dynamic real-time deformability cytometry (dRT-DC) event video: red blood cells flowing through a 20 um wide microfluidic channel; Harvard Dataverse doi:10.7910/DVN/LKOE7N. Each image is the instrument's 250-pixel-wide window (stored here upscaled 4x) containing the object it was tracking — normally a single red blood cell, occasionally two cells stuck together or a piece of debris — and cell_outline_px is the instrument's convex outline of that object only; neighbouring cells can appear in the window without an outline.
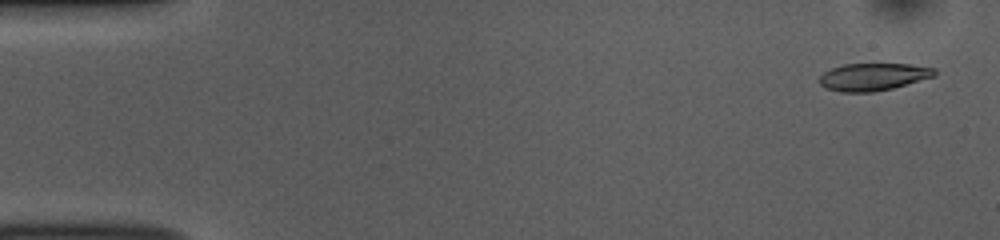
{"species": "common noctule bat (a hibernating species)", "species_latin": "Nyctalus noctula", "temperature_condition": "room temperature", "stored_images_in_passage": 51, "camera_frame_rate_fps": 3000, "um_per_image_px": 0.085, "animal": {"sex": "female", "body_mass_g": 10.0, "forearm_length_mm": 53.1}, "frame": {"image": 1, "passage_image": 2, "time_ms": 0.333, "image_size_px": [1000, 240], "cell_outline_px": [[936, 76], [892, 88], [872, 92], [840, 92], [824, 88], [820, 84], [820, 76], [824, 72], [832, 68], [844, 64], [908, 64], [936, 68]], "centroid_in_image_um": [74.22, 6.53], "position_along_channel_um": 10.8, "area_um2": 18.38}}
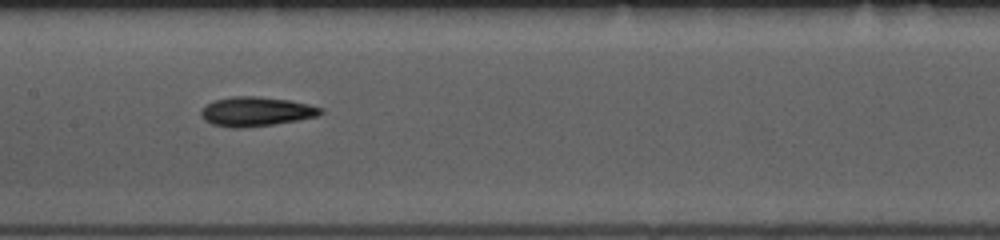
{"frame": {"image": 2, "passage_image": 25, "time_ms": 8.0, "image_size_px": [1000, 240], "cell_outline_px": [[324, 112], [316, 116], [296, 120], [272, 124], [240, 128], [232, 128], [212, 124], [204, 120], [200, 116], [200, 112], [212, 100], [232, 96], [260, 96], [292, 100], [324, 108]], "centroid_in_image_um": [21.76, 9.46], "position_along_channel_um": 185.6, "area_um2": 20.52}}
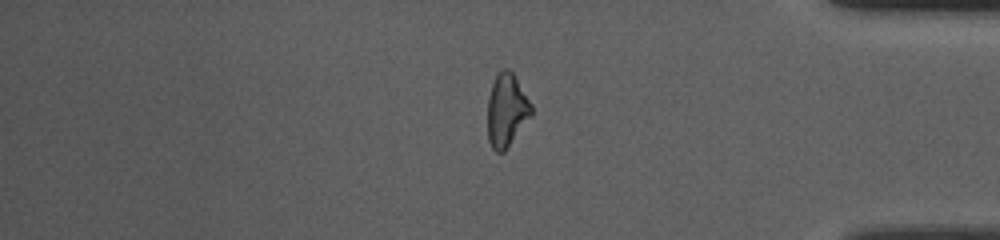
{"frame": {"image": 3, "passage_image": 43, "time_ms": 14.0, "image_size_px": [1000, 240], "cell_outline_px": [[532, 116], [504, 152], [496, 152], [492, 148], [488, 140], [488, 96], [496, 72], [504, 68], [508, 68], [512, 72], [532, 104]], "centroid_in_image_um": [43.06, 9.36], "position_along_channel_um": 392.1, "area_um2": 18.79}, "authors_computed_cell_mechanics": {"area_um2": 19.5364, "velocity_mm_per_s": 3.859, "shape_relaxation_time_tau1_ms": 2.9763, "shape_relaxation_time_tau2_ms": 5.6896, "deformation_change_tau1": 0.139, "deformation_change_tau2": 0.1614}}